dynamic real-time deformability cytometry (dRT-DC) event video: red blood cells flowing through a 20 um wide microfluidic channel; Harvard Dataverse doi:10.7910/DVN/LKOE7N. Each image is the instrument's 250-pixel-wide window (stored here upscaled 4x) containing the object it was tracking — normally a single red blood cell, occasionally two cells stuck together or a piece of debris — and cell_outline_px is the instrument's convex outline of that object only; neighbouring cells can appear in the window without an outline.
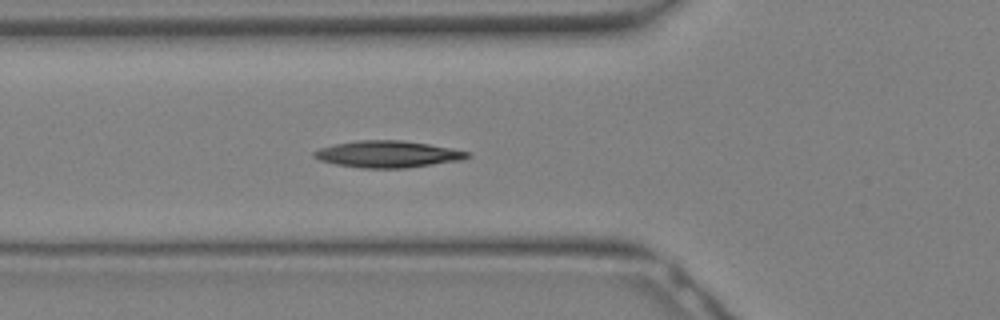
{"species": "Egyptian fruit bat (a non-hibernating species)", "species_latin": "Rousettus aegyptiacus", "temperature_condition": "warm", "stored_images_in_passage": 7, "camera_frame_rate_fps": 3000, "um_per_image_px": 0.085, "animal": {"sex": "female"}, "frame": {"image": 1, "passage_image": 3, "time_ms": 0.667, "image_size_px": [1000, 320], "cell_outline_px": [[472, 156], [464, 160], [404, 168], [360, 168], [336, 164], [320, 160], [312, 156], [312, 152], [320, 148], [336, 144], [356, 140], [400, 140], [428, 144], [452, 148], [472, 152]], "centroid_in_image_um": [33.0, 13.1], "position_along_channel_um": 92.8, "area_um2": 23.99}}
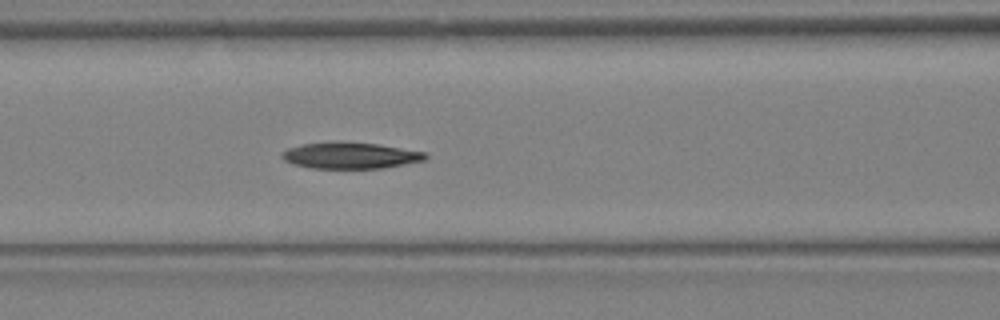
{"frame": {"image": 2, "passage_image": 5, "time_ms": 1.333, "image_size_px": [1000, 320], "cell_outline_px": [[428, 156], [424, 160], [384, 168], [312, 168], [292, 164], [284, 160], [280, 156], [280, 152], [288, 148], [304, 144], [340, 140], [376, 144], [428, 152]], "centroid_in_image_um": [29.75, 13.2], "position_along_channel_um": 136.8, "area_um2": 22.25}}
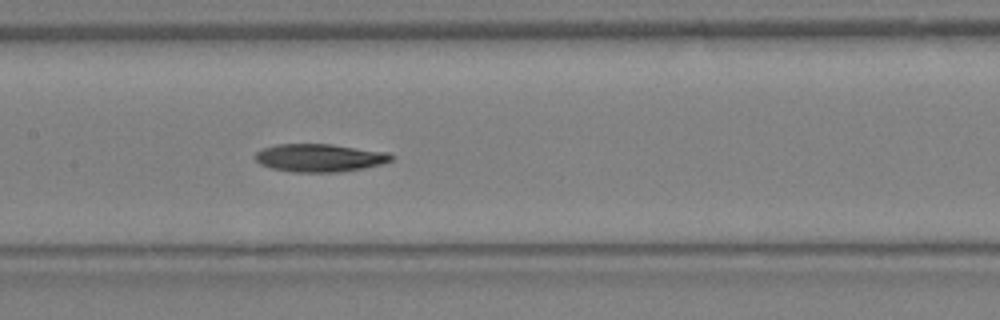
{"frame": {"image": 3, "passage_image": 7, "time_ms": 2.0, "image_size_px": [1000, 320], "cell_outline_px": [[396, 156], [392, 160], [384, 164], [364, 168], [340, 172], [292, 172], [272, 168], [260, 164], [256, 160], [256, 152], [264, 148], [276, 144], [332, 144], [388, 152]], "centroid_in_image_um": [27.23, 13.41], "position_along_channel_um": 180.2, "area_um2": 22.31}}